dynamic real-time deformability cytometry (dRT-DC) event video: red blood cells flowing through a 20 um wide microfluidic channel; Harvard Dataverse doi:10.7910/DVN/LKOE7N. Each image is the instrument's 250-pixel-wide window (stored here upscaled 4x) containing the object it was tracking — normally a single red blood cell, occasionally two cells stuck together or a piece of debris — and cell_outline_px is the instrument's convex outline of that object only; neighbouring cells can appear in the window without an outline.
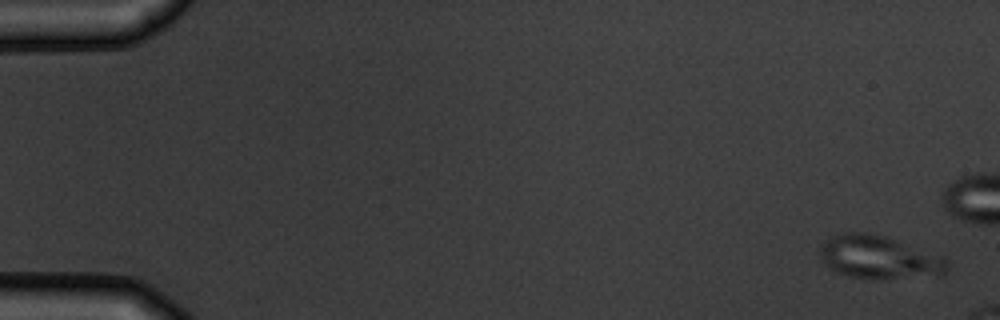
{"species": "common noctule bat (a hibernating species)", "species_latin": "Nyctalus noctula", "temperature_condition": "warm", "stored_images_in_passage": 5, "camera_frame_rate_fps": 3000, "um_per_image_px": 0.085, "animal": {"sex": "male", "body_mass_g": 19.5, "forearm_length_mm": 54.6}, "frame": {"image": 1, "passage_image": 1, "time_ms": 0.0, "image_size_px": [1000, 320], "cell_outline_px": [[948, 268], [940, 276], [884, 280], [872, 280], [848, 276], [836, 272], [820, 256], [820, 248], [832, 236], [840, 232], [868, 232], [884, 236], [944, 260], [948, 264]], "centroid_in_image_um": [74.66, 21.92], "position_along_channel_um": 10.3, "area_um2": 31.39}}